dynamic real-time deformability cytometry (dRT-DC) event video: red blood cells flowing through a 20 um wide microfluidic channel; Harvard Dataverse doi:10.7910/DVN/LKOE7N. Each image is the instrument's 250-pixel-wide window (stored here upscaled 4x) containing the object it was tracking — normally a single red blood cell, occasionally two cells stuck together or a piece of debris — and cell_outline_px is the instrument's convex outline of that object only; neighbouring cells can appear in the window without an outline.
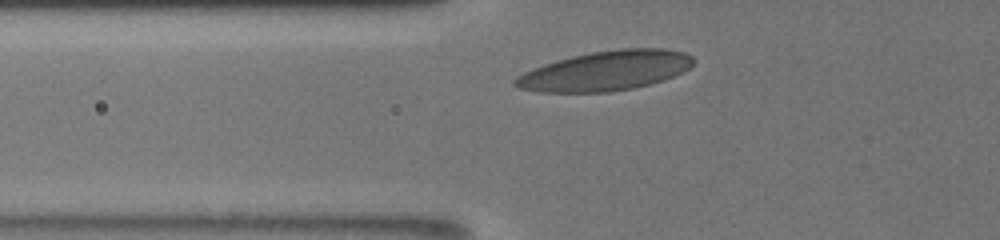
{"species": "human", "species_latin": "Homo sapiens", "temperature_condition": "room temperature", "stored_images_in_passage": 22, "camera_frame_rate_fps": 3000, "um_per_image_px": 0.085, "donor": {"sex": "male"}, "frame": {"image": 1, "passage_image": 4, "time_ms": 1.0, "image_size_px": [1000, 240], "cell_outline_px": [[696, 60], [688, 68], [672, 76], [648, 84], [632, 88], [608, 92], [540, 92], [520, 88], [512, 84], [512, 80], [516, 76], [524, 72], [544, 64], [556, 60], [572, 56], [592, 52], [620, 48], [664, 48], [684, 52], [692, 56]], "centroid_in_image_um": [51.44, 6.01], "position_along_channel_um": 74.4, "area_um2": 40.98}}
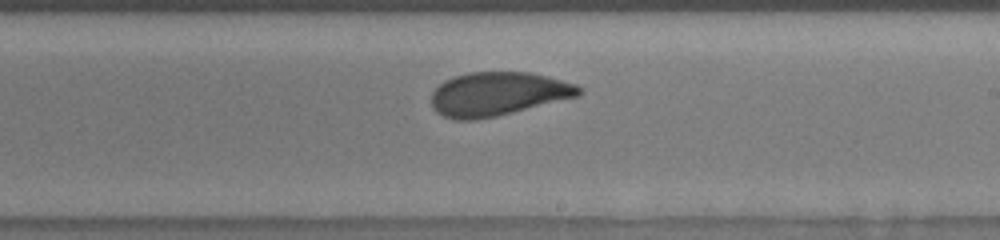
{"frame": {"image": 2, "passage_image": 13, "time_ms": 4.0, "image_size_px": [1000, 240], "cell_outline_px": [[584, 92], [576, 96], [496, 116], [476, 120], [452, 120], [436, 112], [432, 108], [432, 92], [444, 80], [468, 72], [528, 72], [576, 84], [584, 88]], "centroid_in_image_um": [42.28, 7.99], "position_along_channel_um": 246.7, "area_um2": 37.28}}
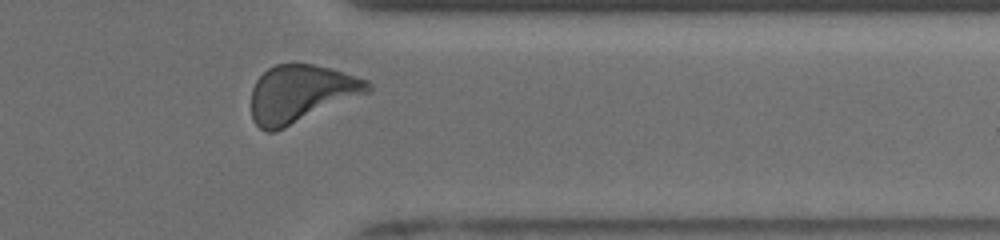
{"frame": {"image": 3, "passage_image": 20, "time_ms": 6.333, "image_size_px": [1000, 240], "cell_outline_px": [[372, 92], [276, 132], [264, 132], [252, 120], [252, 88], [256, 80], [268, 68], [276, 64], [312, 64], [332, 68], [368, 80], [372, 84]], "centroid_in_image_um": [25.62, 7.98], "position_along_channel_um": 385.8, "area_um2": 39.59}}